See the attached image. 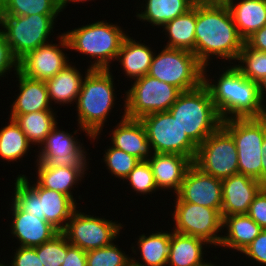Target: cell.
<instances>
[{
	"label": "cell",
	"mask_w": 266,
	"mask_h": 266,
	"mask_svg": "<svg viewBox=\"0 0 266 266\" xmlns=\"http://www.w3.org/2000/svg\"><path fill=\"white\" fill-rule=\"evenodd\" d=\"M243 43L224 1L196 2L195 56L203 66L215 58L216 65L235 64Z\"/></svg>",
	"instance_id": "cell-1"
},
{
	"label": "cell",
	"mask_w": 266,
	"mask_h": 266,
	"mask_svg": "<svg viewBox=\"0 0 266 266\" xmlns=\"http://www.w3.org/2000/svg\"><path fill=\"white\" fill-rule=\"evenodd\" d=\"M208 66H204L203 83L209 89L222 121L266 116V106L260 99L258 83L246 78L234 64H218L220 71L212 77L207 73L211 65Z\"/></svg>",
	"instance_id": "cell-2"
},
{
	"label": "cell",
	"mask_w": 266,
	"mask_h": 266,
	"mask_svg": "<svg viewBox=\"0 0 266 266\" xmlns=\"http://www.w3.org/2000/svg\"><path fill=\"white\" fill-rule=\"evenodd\" d=\"M112 71V69L90 70L83 79L76 101L77 127H81L91 136L90 141L93 145L94 142L98 143L104 127L110 120L112 110L118 105L117 86L114 82L116 78Z\"/></svg>",
	"instance_id": "cell-3"
},
{
	"label": "cell",
	"mask_w": 266,
	"mask_h": 266,
	"mask_svg": "<svg viewBox=\"0 0 266 266\" xmlns=\"http://www.w3.org/2000/svg\"><path fill=\"white\" fill-rule=\"evenodd\" d=\"M123 29L118 23L99 19L62 33L71 52L74 50L75 53L90 57L91 60L87 62L91 70H110L113 66L111 64L117 59L124 38L128 35V31Z\"/></svg>",
	"instance_id": "cell-4"
},
{
	"label": "cell",
	"mask_w": 266,
	"mask_h": 266,
	"mask_svg": "<svg viewBox=\"0 0 266 266\" xmlns=\"http://www.w3.org/2000/svg\"><path fill=\"white\" fill-rule=\"evenodd\" d=\"M26 174H18L10 199L21 211L46 220L62 232L78 205L67 195L41 187ZM31 183V184H30ZM14 193V194H13Z\"/></svg>",
	"instance_id": "cell-5"
},
{
	"label": "cell",
	"mask_w": 266,
	"mask_h": 266,
	"mask_svg": "<svg viewBox=\"0 0 266 266\" xmlns=\"http://www.w3.org/2000/svg\"><path fill=\"white\" fill-rule=\"evenodd\" d=\"M168 111L197 146L222 125L204 83L195 89L182 91Z\"/></svg>",
	"instance_id": "cell-6"
},
{
	"label": "cell",
	"mask_w": 266,
	"mask_h": 266,
	"mask_svg": "<svg viewBox=\"0 0 266 266\" xmlns=\"http://www.w3.org/2000/svg\"><path fill=\"white\" fill-rule=\"evenodd\" d=\"M59 15H2L1 31L19 62L29 52L51 42ZM58 17V18H57ZM57 18V19H56Z\"/></svg>",
	"instance_id": "cell-7"
},
{
	"label": "cell",
	"mask_w": 266,
	"mask_h": 266,
	"mask_svg": "<svg viewBox=\"0 0 266 266\" xmlns=\"http://www.w3.org/2000/svg\"><path fill=\"white\" fill-rule=\"evenodd\" d=\"M222 126L234 139L238 156V173L262 183V143L266 135V116L227 119L222 121Z\"/></svg>",
	"instance_id": "cell-8"
},
{
	"label": "cell",
	"mask_w": 266,
	"mask_h": 266,
	"mask_svg": "<svg viewBox=\"0 0 266 266\" xmlns=\"http://www.w3.org/2000/svg\"><path fill=\"white\" fill-rule=\"evenodd\" d=\"M148 75L188 91L203 83L204 66L192 52L163 46L155 51Z\"/></svg>",
	"instance_id": "cell-9"
},
{
	"label": "cell",
	"mask_w": 266,
	"mask_h": 266,
	"mask_svg": "<svg viewBox=\"0 0 266 266\" xmlns=\"http://www.w3.org/2000/svg\"><path fill=\"white\" fill-rule=\"evenodd\" d=\"M133 81L122 97L125 117L129 119H141L151 113L168 111L182 92L148 74Z\"/></svg>",
	"instance_id": "cell-10"
},
{
	"label": "cell",
	"mask_w": 266,
	"mask_h": 266,
	"mask_svg": "<svg viewBox=\"0 0 266 266\" xmlns=\"http://www.w3.org/2000/svg\"><path fill=\"white\" fill-rule=\"evenodd\" d=\"M79 208L72 213L62 231L71 245L88 252L109 246L121 238L119 236H122L125 227L123 223L106 219L105 216L88 215L87 211L84 213L83 208Z\"/></svg>",
	"instance_id": "cell-11"
},
{
	"label": "cell",
	"mask_w": 266,
	"mask_h": 266,
	"mask_svg": "<svg viewBox=\"0 0 266 266\" xmlns=\"http://www.w3.org/2000/svg\"><path fill=\"white\" fill-rule=\"evenodd\" d=\"M170 227L176 233L205 240L211 248H219L222 238L221 209L208 208L190 202H173ZM174 210V211H172ZM175 224V225H174Z\"/></svg>",
	"instance_id": "cell-12"
},
{
	"label": "cell",
	"mask_w": 266,
	"mask_h": 266,
	"mask_svg": "<svg viewBox=\"0 0 266 266\" xmlns=\"http://www.w3.org/2000/svg\"><path fill=\"white\" fill-rule=\"evenodd\" d=\"M140 121L154 153L179 154L194 161L198 146L183 132L169 111L148 114Z\"/></svg>",
	"instance_id": "cell-13"
},
{
	"label": "cell",
	"mask_w": 266,
	"mask_h": 266,
	"mask_svg": "<svg viewBox=\"0 0 266 266\" xmlns=\"http://www.w3.org/2000/svg\"><path fill=\"white\" fill-rule=\"evenodd\" d=\"M193 164L221 180L238 174L237 149L232 135L221 125L198 146Z\"/></svg>",
	"instance_id": "cell-14"
},
{
	"label": "cell",
	"mask_w": 266,
	"mask_h": 266,
	"mask_svg": "<svg viewBox=\"0 0 266 266\" xmlns=\"http://www.w3.org/2000/svg\"><path fill=\"white\" fill-rule=\"evenodd\" d=\"M56 35L58 43H53L51 40L29 52L18 62V70L22 74L31 79L46 81L71 63L67 56L69 54L66 53L69 52V46L64 34Z\"/></svg>",
	"instance_id": "cell-15"
},
{
	"label": "cell",
	"mask_w": 266,
	"mask_h": 266,
	"mask_svg": "<svg viewBox=\"0 0 266 266\" xmlns=\"http://www.w3.org/2000/svg\"><path fill=\"white\" fill-rule=\"evenodd\" d=\"M63 128L59 127L57 123L39 149H36L37 151L34 150V153L38 154H35L36 161L41 163L90 162L89 160L92 159L88 155L92 152L87 153L89 149L87 148L86 151L85 145H83V142L81 143L80 138L78 139L77 133L83 132L89 140L91 136L81 127L73 132L67 129L65 131Z\"/></svg>",
	"instance_id": "cell-16"
},
{
	"label": "cell",
	"mask_w": 266,
	"mask_h": 266,
	"mask_svg": "<svg viewBox=\"0 0 266 266\" xmlns=\"http://www.w3.org/2000/svg\"><path fill=\"white\" fill-rule=\"evenodd\" d=\"M36 173L35 180L41 187L55 190L69 196L78 206L77 195L74 197V188L85 180L89 162L75 163H41L34 160ZM73 190V191H72ZM77 201V202H76Z\"/></svg>",
	"instance_id": "cell-17"
},
{
	"label": "cell",
	"mask_w": 266,
	"mask_h": 266,
	"mask_svg": "<svg viewBox=\"0 0 266 266\" xmlns=\"http://www.w3.org/2000/svg\"><path fill=\"white\" fill-rule=\"evenodd\" d=\"M174 202H190L208 208H222V180L202 172L192 164L185 173Z\"/></svg>",
	"instance_id": "cell-18"
},
{
	"label": "cell",
	"mask_w": 266,
	"mask_h": 266,
	"mask_svg": "<svg viewBox=\"0 0 266 266\" xmlns=\"http://www.w3.org/2000/svg\"><path fill=\"white\" fill-rule=\"evenodd\" d=\"M10 206L11 215L9 220L10 236L12 240H17L15 243L21 247H37L44 242L50 241L59 231L46 220H41L30 213L21 211L11 200Z\"/></svg>",
	"instance_id": "cell-19"
},
{
	"label": "cell",
	"mask_w": 266,
	"mask_h": 266,
	"mask_svg": "<svg viewBox=\"0 0 266 266\" xmlns=\"http://www.w3.org/2000/svg\"><path fill=\"white\" fill-rule=\"evenodd\" d=\"M121 119L116 126L110 129L109 141L113 147L123 150L135 156L140 161L149 160L154 154L147 133L140 119H129L125 117V102H121ZM123 109V110H122ZM123 111V112H122Z\"/></svg>",
	"instance_id": "cell-20"
},
{
	"label": "cell",
	"mask_w": 266,
	"mask_h": 266,
	"mask_svg": "<svg viewBox=\"0 0 266 266\" xmlns=\"http://www.w3.org/2000/svg\"><path fill=\"white\" fill-rule=\"evenodd\" d=\"M263 187L259 180L240 173L222 179V218L247 214L254 197Z\"/></svg>",
	"instance_id": "cell-21"
},
{
	"label": "cell",
	"mask_w": 266,
	"mask_h": 266,
	"mask_svg": "<svg viewBox=\"0 0 266 266\" xmlns=\"http://www.w3.org/2000/svg\"><path fill=\"white\" fill-rule=\"evenodd\" d=\"M16 76V84L19 88L17 95L13 96L12 103L10 106V115L8 116H18L23 114H28L38 111L55 110L53 107L46 82L43 80L31 79L19 70L14 74ZM17 96V97H16Z\"/></svg>",
	"instance_id": "cell-22"
},
{
	"label": "cell",
	"mask_w": 266,
	"mask_h": 266,
	"mask_svg": "<svg viewBox=\"0 0 266 266\" xmlns=\"http://www.w3.org/2000/svg\"><path fill=\"white\" fill-rule=\"evenodd\" d=\"M159 191H167L176 195L182 185L184 176L193 162L184 155L154 153L148 160Z\"/></svg>",
	"instance_id": "cell-23"
},
{
	"label": "cell",
	"mask_w": 266,
	"mask_h": 266,
	"mask_svg": "<svg viewBox=\"0 0 266 266\" xmlns=\"http://www.w3.org/2000/svg\"><path fill=\"white\" fill-rule=\"evenodd\" d=\"M155 230L148 234L142 233L136 237V241L131 243L130 249L133 257L131 259L143 266H167L171 230ZM136 243V244H135ZM137 246V247H136ZM138 255V256H137ZM140 255V256H139ZM138 257V258H137Z\"/></svg>",
	"instance_id": "cell-24"
},
{
	"label": "cell",
	"mask_w": 266,
	"mask_h": 266,
	"mask_svg": "<svg viewBox=\"0 0 266 266\" xmlns=\"http://www.w3.org/2000/svg\"><path fill=\"white\" fill-rule=\"evenodd\" d=\"M129 34L124 38L115 62H118L128 81L148 74L156 50L143 40V43ZM145 42V43H144ZM152 47V48H151ZM127 76V77H126Z\"/></svg>",
	"instance_id": "cell-25"
},
{
	"label": "cell",
	"mask_w": 266,
	"mask_h": 266,
	"mask_svg": "<svg viewBox=\"0 0 266 266\" xmlns=\"http://www.w3.org/2000/svg\"><path fill=\"white\" fill-rule=\"evenodd\" d=\"M80 68H77L75 62L71 61L70 64L59 71L54 77L45 81L52 106L57 104L65 107L66 104V106L76 104L83 79L91 70L88 66L84 72Z\"/></svg>",
	"instance_id": "cell-26"
},
{
	"label": "cell",
	"mask_w": 266,
	"mask_h": 266,
	"mask_svg": "<svg viewBox=\"0 0 266 266\" xmlns=\"http://www.w3.org/2000/svg\"><path fill=\"white\" fill-rule=\"evenodd\" d=\"M262 231V228L247 214L223 217L222 235L219 248L226 252H242ZM221 246V247H220ZM227 248V249H226ZM226 249V250H224Z\"/></svg>",
	"instance_id": "cell-27"
},
{
	"label": "cell",
	"mask_w": 266,
	"mask_h": 266,
	"mask_svg": "<svg viewBox=\"0 0 266 266\" xmlns=\"http://www.w3.org/2000/svg\"><path fill=\"white\" fill-rule=\"evenodd\" d=\"M197 0H142L136 6V20L161 28L165 23L187 13ZM138 8V9H137ZM140 8V9H139ZM141 10V11H140Z\"/></svg>",
	"instance_id": "cell-28"
},
{
	"label": "cell",
	"mask_w": 266,
	"mask_h": 266,
	"mask_svg": "<svg viewBox=\"0 0 266 266\" xmlns=\"http://www.w3.org/2000/svg\"><path fill=\"white\" fill-rule=\"evenodd\" d=\"M238 34L245 41L266 24V0H224Z\"/></svg>",
	"instance_id": "cell-29"
},
{
	"label": "cell",
	"mask_w": 266,
	"mask_h": 266,
	"mask_svg": "<svg viewBox=\"0 0 266 266\" xmlns=\"http://www.w3.org/2000/svg\"><path fill=\"white\" fill-rule=\"evenodd\" d=\"M210 246L201 238L179 234L171 230L167 266H199L206 261L204 254L206 257V251Z\"/></svg>",
	"instance_id": "cell-30"
},
{
	"label": "cell",
	"mask_w": 266,
	"mask_h": 266,
	"mask_svg": "<svg viewBox=\"0 0 266 266\" xmlns=\"http://www.w3.org/2000/svg\"><path fill=\"white\" fill-rule=\"evenodd\" d=\"M196 3L187 13L165 23L160 33L165 35L167 48L181 49L195 54Z\"/></svg>",
	"instance_id": "cell-31"
},
{
	"label": "cell",
	"mask_w": 266,
	"mask_h": 266,
	"mask_svg": "<svg viewBox=\"0 0 266 266\" xmlns=\"http://www.w3.org/2000/svg\"><path fill=\"white\" fill-rule=\"evenodd\" d=\"M58 111L46 110L32 112L18 116H8L13 119L19 128L25 133L28 142L34 147H39L44 143L52 129L60 123L57 119ZM57 115V116H56Z\"/></svg>",
	"instance_id": "cell-32"
},
{
	"label": "cell",
	"mask_w": 266,
	"mask_h": 266,
	"mask_svg": "<svg viewBox=\"0 0 266 266\" xmlns=\"http://www.w3.org/2000/svg\"><path fill=\"white\" fill-rule=\"evenodd\" d=\"M5 126L0 129V159L1 162L12 164L26 157L33 146L28 142L25 133L11 118H6Z\"/></svg>",
	"instance_id": "cell-33"
},
{
	"label": "cell",
	"mask_w": 266,
	"mask_h": 266,
	"mask_svg": "<svg viewBox=\"0 0 266 266\" xmlns=\"http://www.w3.org/2000/svg\"><path fill=\"white\" fill-rule=\"evenodd\" d=\"M60 15L59 0H2V15Z\"/></svg>",
	"instance_id": "cell-34"
},
{
	"label": "cell",
	"mask_w": 266,
	"mask_h": 266,
	"mask_svg": "<svg viewBox=\"0 0 266 266\" xmlns=\"http://www.w3.org/2000/svg\"><path fill=\"white\" fill-rule=\"evenodd\" d=\"M235 63L246 78L256 83L266 75V52L255 50L245 42Z\"/></svg>",
	"instance_id": "cell-35"
},
{
	"label": "cell",
	"mask_w": 266,
	"mask_h": 266,
	"mask_svg": "<svg viewBox=\"0 0 266 266\" xmlns=\"http://www.w3.org/2000/svg\"><path fill=\"white\" fill-rule=\"evenodd\" d=\"M106 146L107 149L104 148L101 162L105 164L104 166L111 176H114L115 179H120L119 182H121L135 168L140 160L123 150L113 147L111 144Z\"/></svg>",
	"instance_id": "cell-36"
},
{
	"label": "cell",
	"mask_w": 266,
	"mask_h": 266,
	"mask_svg": "<svg viewBox=\"0 0 266 266\" xmlns=\"http://www.w3.org/2000/svg\"><path fill=\"white\" fill-rule=\"evenodd\" d=\"M129 182V183H127ZM131 187V191L137 195L146 197L147 194L153 198L152 194H156L159 190L155 184L153 170L148 160L139 161L135 168L123 180ZM146 195V196H144Z\"/></svg>",
	"instance_id": "cell-37"
},
{
	"label": "cell",
	"mask_w": 266,
	"mask_h": 266,
	"mask_svg": "<svg viewBox=\"0 0 266 266\" xmlns=\"http://www.w3.org/2000/svg\"><path fill=\"white\" fill-rule=\"evenodd\" d=\"M118 245L113 242L109 246L86 252V266H126L132 256Z\"/></svg>",
	"instance_id": "cell-38"
},
{
	"label": "cell",
	"mask_w": 266,
	"mask_h": 266,
	"mask_svg": "<svg viewBox=\"0 0 266 266\" xmlns=\"http://www.w3.org/2000/svg\"><path fill=\"white\" fill-rule=\"evenodd\" d=\"M34 248L43 266H61L67 256V238L59 232L50 241Z\"/></svg>",
	"instance_id": "cell-39"
},
{
	"label": "cell",
	"mask_w": 266,
	"mask_h": 266,
	"mask_svg": "<svg viewBox=\"0 0 266 266\" xmlns=\"http://www.w3.org/2000/svg\"><path fill=\"white\" fill-rule=\"evenodd\" d=\"M254 265L266 266V229H262L260 234L241 252ZM254 260V261H253ZM256 266V265H254Z\"/></svg>",
	"instance_id": "cell-40"
},
{
	"label": "cell",
	"mask_w": 266,
	"mask_h": 266,
	"mask_svg": "<svg viewBox=\"0 0 266 266\" xmlns=\"http://www.w3.org/2000/svg\"><path fill=\"white\" fill-rule=\"evenodd\" d=\"M18 71V61L12 55L9 44L5 39L4 33L0 30V80Z\"/></svg>",
	"instance_id": "cell-41"
},
{
	"label": "cell",
	"mask_w": 266,
	"mask_h": 266,
	"mask_svg": "<svg viewBox=\"0 0 266 266\" xmlns=\"http://www.w3.org/2000/svg\"><path fill=\"white\" fill-rule=\"evenodd\" d=\"M12 259L9 263L10 266H43L38 257L37 251L33 247H14Z\"/></svg>",
	"instance_id": "cell-42"
},
{
	"label": "cell",
	"mask_w": 266,
	"mask_h": 266,
	"mask_svg": "<svg viewBox=\"0 0 266 266\" xmlns=\"http://www.w3.org/2000/svg\"><path fill=\"white\" fill-rule=\"evenodd\" d=\"M247 215L262 229H266V186L254 197Z\"/></svg>",
	"instance_id": "cell-43"
},
{
	"label": "cell",
	"mask_w": 266,
	"mask_h": 266,
	"mask_svg": "<svg viewBox=\"0 0 266 266\" xmlns=\"http://www.w3.org/2000/svg\"><path fill=\"white\" fill-rule=\"evenodd\" d=\"M61 266H86V252L67 240V256Z\"/></svg>",
	"instance_id": "cell-44"
},
{
	"label": "cell",
	"mask_w": 266,
	"mask_h": 266,
	"mask_svg": "<svg viewBox=\"0 0 266 266\" xmlns=\"http://www.w3.org/2000/svg\"><path fill=\"white\" fill-rule=\"evenodd\" d=\"M244 42L255 50L266 52V24Z\"/></svg>",
	"instance_id": "cell-45"
},
{
	"label": "cell",
	"mask_w": 266,
	"mask_h": 266,
	"mask_svg": "<svg viewBox=\"0 0 266 266\" xmlns=\"http://www.w3.org/2000/svg\"><path fill=\"white\" fill-rule=\"evenodd\" d=\"M263 159H262V184L266 186V135L262 143Z\"/></svg>",
	"instance_id": "cell-46"
},
{
	"label": "cell",
	"mask_w": 266,
	"mask_h": 266,
	"mask_svg": "<svg viewBox=\"0 0 266 266\" xmlns=\"http://www.w3.org/2000/svg\"><path fill=\"white\" fill-rule=\"evenodd\" d=\"M258 90L260 99L266 106V75L258 82Z\"/></svg>",
	"instance_id": "cell-47"
},
{
	"label": "cell",
	"mask_w": 266,
	"mask_h": 266,
	"mask_svg": "<svg viewBox=\"0 0 266 266\" xmlns=\"http://www.w3.org/2000/svg\"><path fill=\"white\" fill-rule=\"evenodd\" d=\"M89 1L91 2V1H94V0H59V5H60V10H61V12H63L64 11V9H66V7L67 6H69L68 4H74V3H77V4H79V3H85V2H88L89 3Z\"/></svg>",
	"instance_id": "cell-48"
},
{
	"label": "cell",
	"mask_w": 266,
	"mask_h": 266,
	"mask_svg": "<svg viewBox=\"0 0 266 266\" xmlns=\"http://www.w3.org/2000/svg\"><path fill=\"white\" fill-rule=\"evenodd\" d=\"M208 258L206 260V262H204L203 264L199 265V266H220V265H217L216 261L215 262H212L211 260L208 262ZM216 263V264H215Z\"/></svg>",
	"instance_id": "cell-49"
},
{
	"label": "cell",
	"mask_w": 266,
	"mask_h": 266,
	"mask_svg": "<svg viewBox=\"0 0 266 266\" xmlns=\"http://www.w3.org/2000/svg\"><path fill=\"white\" fill-rule=\"evenodd\" d=\"M126 266H143V265H140L136 262H134L132 259L127 263Z\"/></svg>",
	"instance_id": "cell-50"
},
{
	"label": "cell",
	"mask_w": 266,
	"mask_h": 266,
	"mask_svg": "<svg viewBox=\"0 0 266 266\" xmlns=\"http://www.w3.org/2000/svg\"><path fill=\"white\" fill-rule=\"evenodd\" d=\"M1 23H2V0H0V30H1Z\"/></svg>",
	"instance_id": "cell-51"
},
{
	"label": "cell",
	"mask_w": 266,
	"mask_h": 266,
	"mask_svg": "<svg viewBox=\"0 0 266 266\" xmlns=\"http://www.w3.org/2000/svg\"><path fill=\"white\" fill-rule=\"evenodd\" d=\"M0 266H10V265H9V263H6V264H5V262L1 260V262H0Z\"/></svg>",
	"instance_id": "cell-52"
},
{
	"label": "cell",
	"mask_w": 266,
	"mask_h": 266,
	"mask_svg": "<svg viewBox=\"0 0 266 266\" xmlns=\"http://www.w3.org/2000/svg\"><path fill=\"white\" fill-rule=\"evenodd\" d=\"M197 1H224V0H197Z\"/></svg>",
	"instance_id": "cell-53"
}]
</instances>
